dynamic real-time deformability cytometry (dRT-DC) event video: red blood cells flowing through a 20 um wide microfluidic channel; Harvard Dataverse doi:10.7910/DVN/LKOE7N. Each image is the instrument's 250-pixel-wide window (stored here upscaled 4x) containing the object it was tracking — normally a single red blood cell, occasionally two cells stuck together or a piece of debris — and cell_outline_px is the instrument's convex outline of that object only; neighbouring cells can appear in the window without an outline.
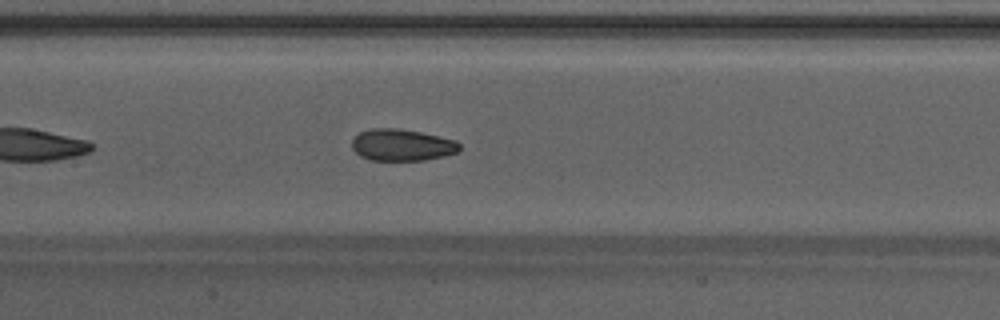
{"species": "Egyptian fruit bat (a non-hibernating species)", "species_latin": "Rousettus aegyptiacus", "temperature_condition": "warm", "stored_images_in_passage": 36, "camera_frame_rate_fps": 3000, "um_per_image_px": 0.085, "animal": {"sex": "male"}, "frame": {"image": 1, "passage_image": 11, "time_ms": 3.333, "image_size_px": [1000, 320], "cell_outline_px": [[460, 148], [456, 152], [444, 156], [424, 160], [372, 160], [360, 156], [352, 148], [352, 140], [360, 132], [372, 128], [396, 128], [420, 132], [456, 140], [460, 144]], "centroid_in_image_um": [34.16, 12.32], "position_along_channel_um": 173.2, "area_um2": 19.77}}
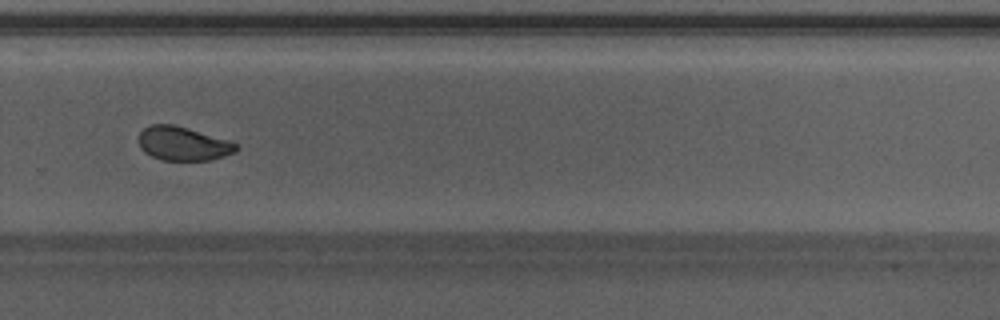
{"frame": {"image": 2, "passage_image": 21, "time_ms": 6.667, "image_size_px": [1000, 320], "cell_outline_px": [[240, 148], [236, 152], [224, 156], [208, 160], [160, 160], [144, 152], [140, 148], [140, 132], [144, 128], [152, 124], [172, 124], [188, 128], [232, 140]], "centroid_in_image_um": [15.6, 12.2], "position_along_channel_um": 314.2, "area_um2": 19.36}, "authors_computed_cell_mechanics": {"area_um2": 19.941, "velocity_mm_per_s": 4.2426, "shape_relaxation_time_tau1_ms": null, "shape_relaxation_time_tau2_ms": 1.416, "deformation_change_tau1": null, "deformation_change_tau2": 0.0592}}